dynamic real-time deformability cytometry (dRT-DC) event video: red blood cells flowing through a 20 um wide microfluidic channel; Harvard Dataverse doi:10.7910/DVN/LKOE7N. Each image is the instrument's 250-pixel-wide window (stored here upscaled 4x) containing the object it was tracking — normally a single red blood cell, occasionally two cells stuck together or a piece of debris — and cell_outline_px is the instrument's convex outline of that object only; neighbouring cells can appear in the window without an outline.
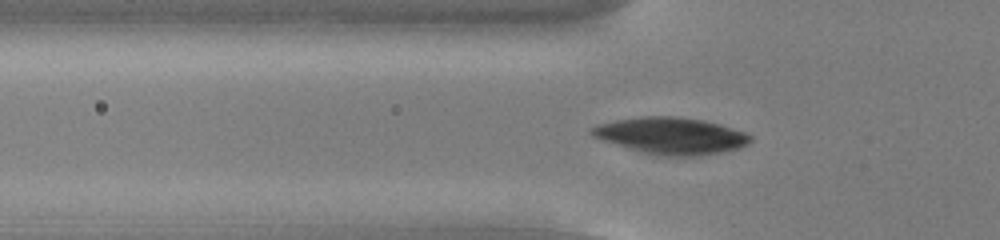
{"species": "common noctule bat (a hibernating species)", "species_latin": "Nyctalus noctula", "temperature_condition": "cold", "stored_images_in_passage": 54, "camera_frame_rate_fps": 3000, "um_per_image_px": 0.085, "animal": {"sex": "male", "body_mass_g": 13.0, "forearm_length_mm": 53.1}, "frame": {"image": 1, "passage_image": 19, "time_ms": 6.0, "image_size_px": [1000, 240], "cell_outline_px": [[752, 140], [748, 144], [740, 148], [700, 156], [656, 156], [640, 152], [592, 136], [588, 132], [588, 128], [596, 124], [616, 120], [640, 116], [676, 116], [704, 120], [720, 124], [744, 132], [752, 136]], "centroid_in_image_um": [57.02, 11.54], "position_along_channel_um": 68.8, "area_um2": 34.22}}
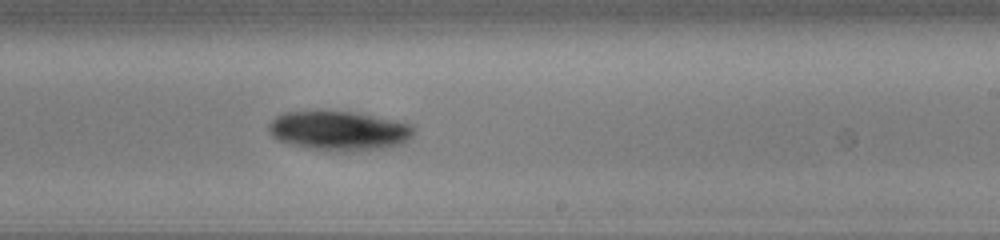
{"frame": {"image": 2, "passage_image": 34, "time_ms": 11.0, "image_size_px": [1000, 240], "cell_outline_px": [[416, 128], [412, 136], [404, 144], [384, 148], [360, 152], [340, 152], [308, 148], [276, 140], [268, 132], [268, 124], [276, 116], [284, 112], [316, 108], [356, 112], [412, 124]], "centroid_in_image_um": [28.8, 11.09], "position_along_channel_um": 260.2, "area_um2": 34.68}}
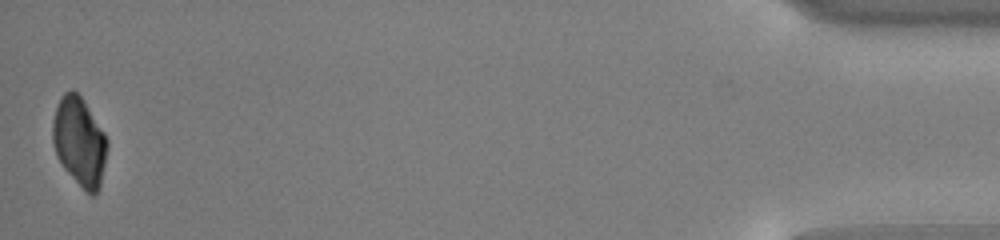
{"frame": {"image": 3, "passage_image": 54, "time_ms": 17.667, "image_size_px": [1000, 240], "cell_outline_px": [[108, 148], [100, 188], [92, 196], [64, 168], [56, 156], [52, 140], [52, 120], [56, 108], [64, 92], [72, 88], [84, 100], [104, 132], [108, 140]], "centroid_in_image_um": [6.76, 12.01], "position_along_channel_um": 428.4, "area_um2": 28.15}}